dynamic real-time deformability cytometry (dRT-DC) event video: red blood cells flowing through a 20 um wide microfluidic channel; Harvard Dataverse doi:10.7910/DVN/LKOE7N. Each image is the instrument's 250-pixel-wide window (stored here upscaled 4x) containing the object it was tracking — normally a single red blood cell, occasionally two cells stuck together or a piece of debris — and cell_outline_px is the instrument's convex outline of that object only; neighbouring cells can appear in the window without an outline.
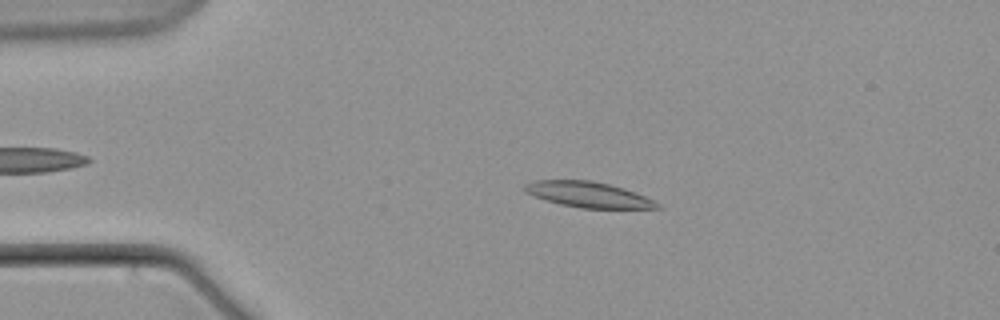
{"species": "common noctule bat (a hibernating species)", "species_latin": "Nyctalus noctula", "temperature_condition": "warm", "stored_images_in_passage": 8, "camera_frame_rate_fps": 3000, "um_per_image_px": 0.085, "animal": {"sex": "male", "body_mass_g": 21.5, "forearm_length_mm": 52.0}, "frame": {"image": 1, "passage_image": 5, "time_ms": 4.667, "image_size_px": [1000, 320], "cell_outline_px": [[664, 208], [580, 208], [560, 204], [544, 200], [532, 196], [524, 192], [524, 184], [532, 180], [592, 180], [624, 188], [644, 196], [660, 204]], "centroid_in_image_um": [49.94, 16.54], "position_along_channel_um": 35.1, "area_um2": 19.83}}
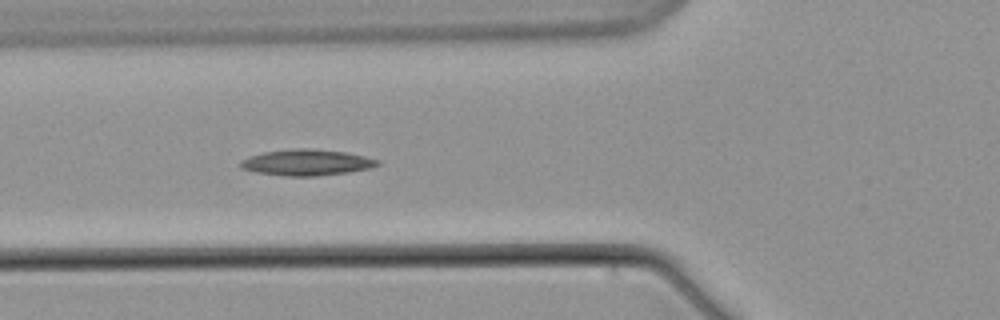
{"frame": {"image": 2, "passage_image": 8, "time_ms": 8.333, "image_size_px": [1000, 320], "cell_outline_px": [[380, 164], [368, 168], [348, 172], [316, 176], [284, 176], [256, 172], [240, 168], [236, 164], [240, 160], [248, 156], [264, 152], [292, 148], [308, 148], [344, 152], [364, 156], [380, 160]], "centroid_in_image_um": [25.99, 13.81], "position_along_channel_um": 99.8, "area_um2": 20.92}}